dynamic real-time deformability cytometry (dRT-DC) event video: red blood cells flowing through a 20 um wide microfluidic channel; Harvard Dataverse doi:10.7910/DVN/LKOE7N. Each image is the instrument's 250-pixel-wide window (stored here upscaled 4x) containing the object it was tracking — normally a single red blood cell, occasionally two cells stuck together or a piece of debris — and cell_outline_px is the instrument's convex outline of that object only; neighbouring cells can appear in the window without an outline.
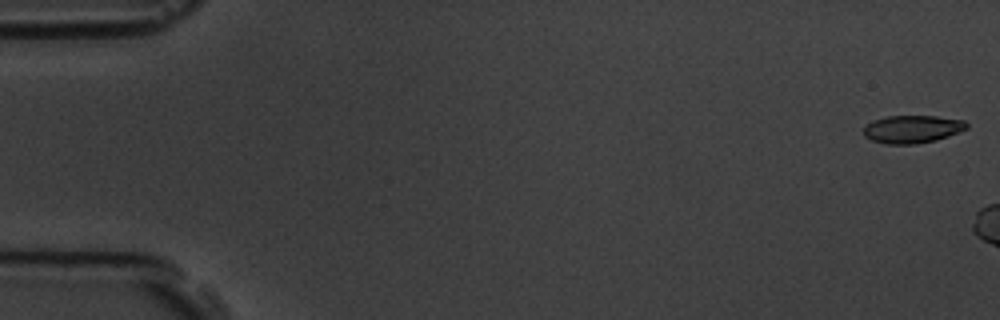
{"species": "common noctule bat (a hibernating species)", "species_latin": "Nyctalus noctula", "temperature_condition": "room temperature", "stored_images_in_passage": 3, "camera_frame_rate_fps": 3000, "um_per_image_px": 0.085, "animal": {"sex": "male", "body_mass_g": 19.5, "forearm_length_mm": 54.6}, "frame": {"image": 1, "passage_image": 1, "time_ms": 0.0, "image_size_px": [1000, 320], "cell_outline_px": [[968, 128], [948, 136], [936, 140], [916, 144], [884, 144], [872, 140], [864, 136], [864, 128], [872, 120], [888, 116], [936, 116], [964, 120], [968, 124]], "centroid_in_image_um": [77.55, 10.98], "position_along_channel_um": 7.5, "area_um2": 16.7}}